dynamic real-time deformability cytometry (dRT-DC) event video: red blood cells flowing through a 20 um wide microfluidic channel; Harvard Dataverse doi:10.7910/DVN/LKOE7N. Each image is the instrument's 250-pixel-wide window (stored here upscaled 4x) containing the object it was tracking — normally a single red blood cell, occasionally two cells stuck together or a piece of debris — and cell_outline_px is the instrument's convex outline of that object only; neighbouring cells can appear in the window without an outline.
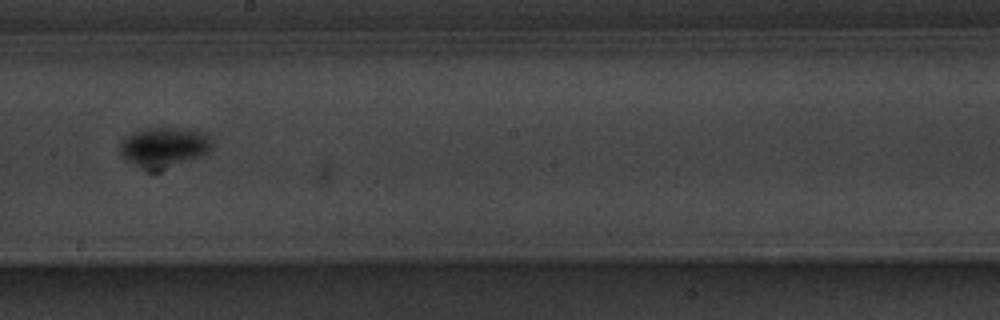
{"species": "common noctule bat (a hibernating species)", "species_latin": "Nyctalus noctula", "temperature_condition": "warm", "stored_images_in_passage": 15, "camera_frame_rate_fps": 3000, "um_per_image_px": 0.085, "animal": {"sex": "male", "body_mass_g": 20.1, "forearm_length_mm": 53.5}, "frame": {"image": 1, "passage_image": 9, "time_ms": 10.333, "image_size_px": [1000, 320], "cell_outline_px": [[212, 152], [160, 172], [148, 172], [124, 160], [120, 152], [120, 144], [132, 132], [148, 128], [180, 128], [200, 132], [208, 136], [212, 140]], "centroid_in_image_um": [13.94, 12.57], "position_along_channel_um": 234.3, "area_um2": 21.96}}
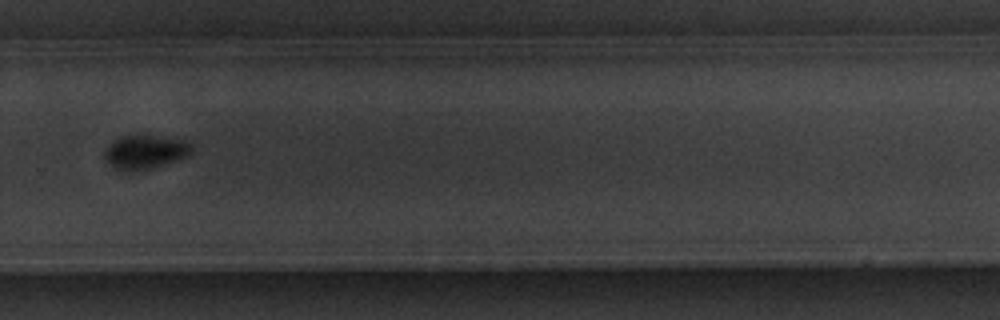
{"frame": {"image": 2, "passage_image": 11, "time_ms": 12.667, "image_size_px": [1000, 320], "cell_outline_px": [[192, 152], [176, 160], [152, 168], [132, 172], [124, 172], [112, 168], [104, 160], [104, 148], [112, 140], [120, 136], [152, 136], [184, 140], [192, 148]], "centroid_in_image_um": [12.21, 12.95], "position_along_channel_um": 317.6, "area_um2": 17.22}, "authors_computed_cell_mechanics": {"area_um2": 19.4786, "velocity_mm_per_s": 3.5882, "shape_relaxation_time_tau1_ms": 1.3152, "shape_relaxation_time_tau2_ms": null, "deformation_change_tau1": 0.0902, "deformation_change_tau2": null}}